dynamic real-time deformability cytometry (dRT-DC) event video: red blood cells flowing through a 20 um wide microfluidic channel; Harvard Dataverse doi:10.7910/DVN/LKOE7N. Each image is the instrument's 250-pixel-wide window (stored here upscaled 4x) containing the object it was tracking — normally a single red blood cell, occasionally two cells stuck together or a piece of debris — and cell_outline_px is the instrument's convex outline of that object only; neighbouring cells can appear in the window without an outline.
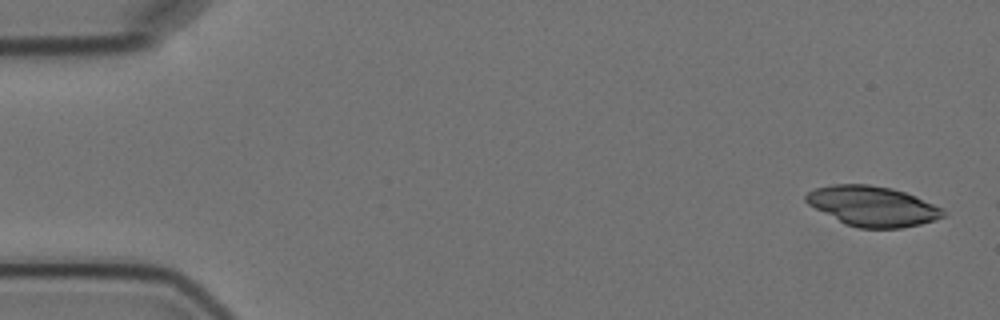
{"species": "Egyptian fruit bat (a non-hibernating species)", "species_latin": "Rousettus aegyptiacus", "temperature_condition": "cold", "stored_images_in_passage": 2, "camera_frame_rate_fps": 3000, "um_per_image_px": 0.085, "animal": {"sex": "female"}, "frame": {"image": 1, "passage_image": 1, "time_ms": 0.0, "image_size_px": [1000, 320], "cell_outline_px": [[948, 212], [944, 216], [936, 220], [920, 224], [900, 228], [860, 228], [844, 224], [808, 204], [804, 200], [804, 196], [808, 192], [816, 188], [832, 184], [868, 184], [892, 188], [916, 196], [944, 208]], "centroid_in_image_um": [74.19, 17.52], "position_along_channel_um": 10.8, "area_um2": 32.19}}